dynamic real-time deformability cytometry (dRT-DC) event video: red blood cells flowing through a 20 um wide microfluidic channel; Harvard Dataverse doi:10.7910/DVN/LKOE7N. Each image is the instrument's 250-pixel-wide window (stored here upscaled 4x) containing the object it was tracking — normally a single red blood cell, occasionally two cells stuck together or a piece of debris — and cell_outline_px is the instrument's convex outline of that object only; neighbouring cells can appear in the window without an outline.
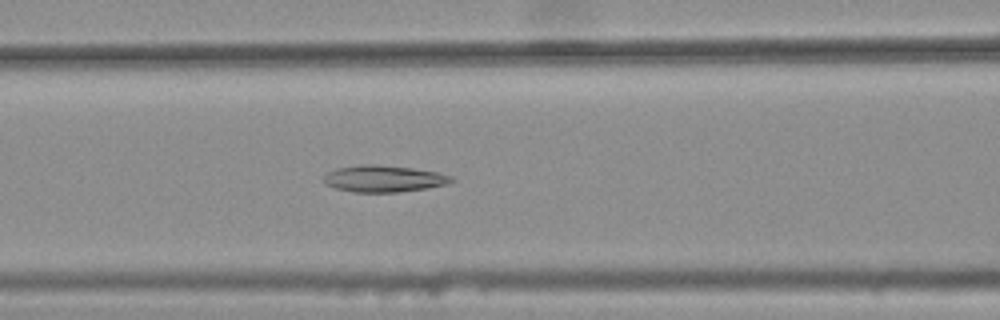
{"species": "common noctule bat (a hibernating species)", "species_latin": "Nyctalus noctula", "temperature_condition": "warm", "stored_images_in_passage": 30, "camera_frame_rate_fps": 3000, "um_per_image_px": 0.085, "animal": {"sex": "female", "body_mass_g": 25.1}, "frame": {"image": 1, "passage_image": 7, "time_ms": 2.0, "image_size_px": [1000, 320], "cell_outline_px": [[456, 180], [448, 184], [428, 188], [400, 192], [352, 192], [336, 188], [324, 184], [324, 176], [328, 172], [336, 168], [360, 164], [372, 164], [412, 168], [436, 172], [452, 176]], "centroid_in_image_um": [32.62, 15.19], "position_along_channel_um": 134.0, "area_um2": 19.94}}
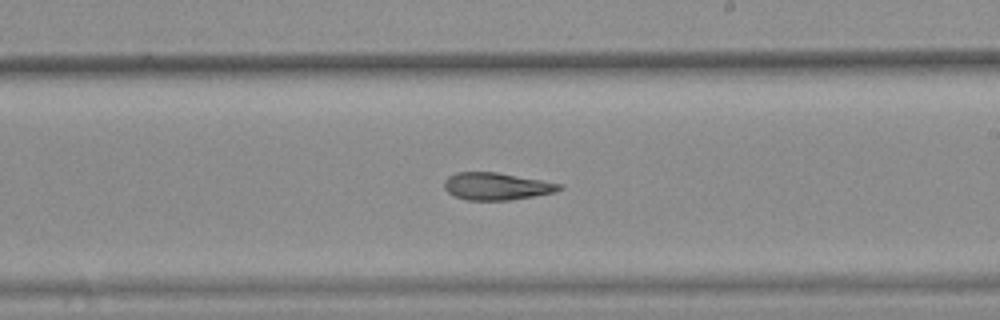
{"frame": {"image": 2, "passage_image": 16, "time_ms": 5.0, "image_size_px": [1000, 320], "cell_outline_px": [[564, 188], [556, 192], [508, 200], [468, 200], [452, 196], [444, 188], [444, 180], [448, 176], [456, 172], [496, 172], [564, 184]], "centroid_in_image_um": [42.2, 15.83], "position_along_channel_um": 246.8, "area_um2": 18.38}}
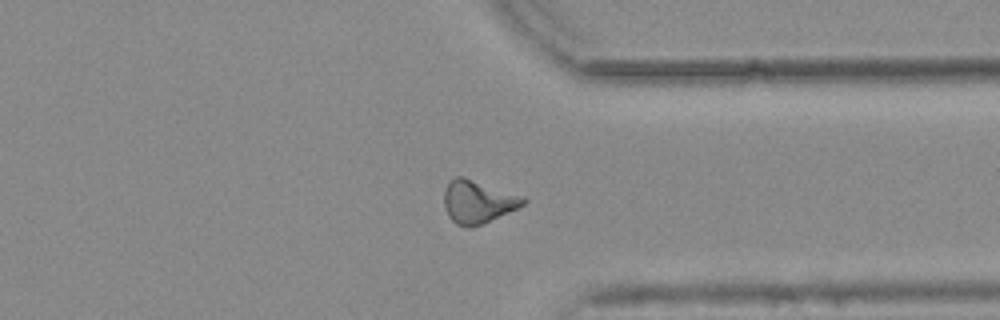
{"frame": {"image": 3, "passage_image": 26, "time_ms": 8.333, "image_size_px": [1000, 320], "cell_outline_px": [[528, 200], [524, 204], [484, 224], [472, 228], [468, 228], [456, 224], [448, 216], [444, 208], [444, 188], [448, 180], [456, 176], [464, 176], [524, 196]], "centroid_in_image_um": [40.58, 17.14], "position_along_channel_um": 370.8, "area_um2": 20.17}, "authors_computed_cell_mechanics": {"area_um2": 18.8139, "velocity_mm_per_s": 3.7685, "shape_relaxation_time_tau1_ms": null, "shape_relaxation_time_tau2_ms": 4.4826, "deformation_change_tau1": null, "deformation_change_tau2": 0.1453}}